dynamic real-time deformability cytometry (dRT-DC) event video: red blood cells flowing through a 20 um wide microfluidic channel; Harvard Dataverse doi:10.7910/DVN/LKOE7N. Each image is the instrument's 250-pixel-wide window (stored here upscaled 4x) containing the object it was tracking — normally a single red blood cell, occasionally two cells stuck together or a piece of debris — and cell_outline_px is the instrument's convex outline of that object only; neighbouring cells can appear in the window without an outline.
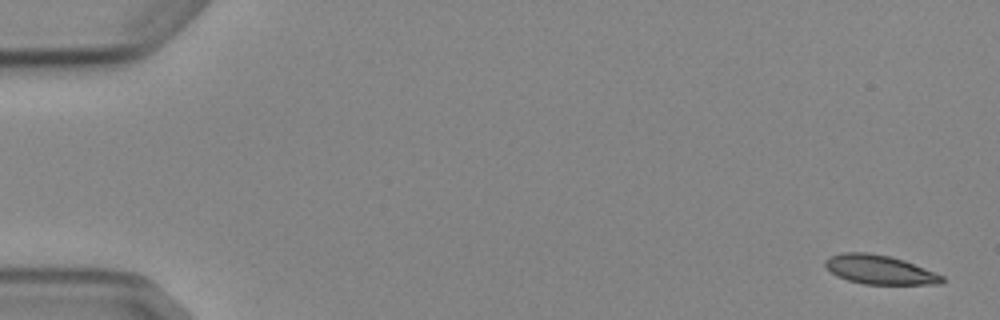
{"species": "Egyptian fruit bat (a non-hibernating species)", "species_latin": "Rousettus aegyptiacus", "temperature_condition": "cold", "stored_images_in_passage": 4, "camera_frame_rate_fps": 3000, "um_per_image_px": 0.085, "animal": {"sex": "female"}, "frame": {"image": 1, "passage_image": 1, "time_ms": 0.0, "image_size_px": [1000, 320], "cell_outline_px": [[944, 280], [940, 284], [864, 284], [848, 280], [836, 276], [824, 264], [824, 260], [828, 256], [840, 252], [868, 252], [888, 256], [904, 260], [944, 276]], "centroid_in_image_um": [74.72, 22.91], "position_along_channel_um": 10.3, "area_um2": 19.77}}